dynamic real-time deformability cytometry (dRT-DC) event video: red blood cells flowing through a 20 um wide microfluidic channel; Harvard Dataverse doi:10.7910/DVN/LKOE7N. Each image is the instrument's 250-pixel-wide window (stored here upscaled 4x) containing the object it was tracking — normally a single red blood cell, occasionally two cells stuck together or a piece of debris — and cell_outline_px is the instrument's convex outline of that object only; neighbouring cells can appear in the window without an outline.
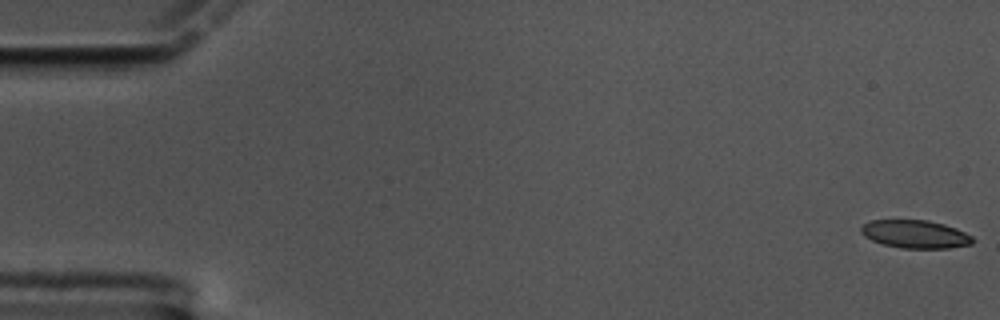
{"species": "common noctule bat (a hibernating species)", "species_latin": "Nyctalus noctula", "temperature_condition": "cold", "stored_images_in_passage": 57, "camera_frame_rate_fps": 3000, "um_per_image_px": 0.085, "animal": {"sex": "male", "body_mass_g": 17.5, "forearm_length_mm": 52.3}, "frame": {"image": 1, "passage_image": 1, "time_ms": 0.0, "image_size_px": [1000, 320], "cell_outline_px": [[976, 240], [972, 244], [948, 248], [900, 248], [884, 244], [872, 240], [864, 236], [860, 232], [860, 228], [868, 220], [928, 220], [944, 224], [956, 228], [972, 236]], "centroid_in_image_um": [77.8, 19.9], "position_along_channel_um": 7.2, "area_um2": 18.32}}
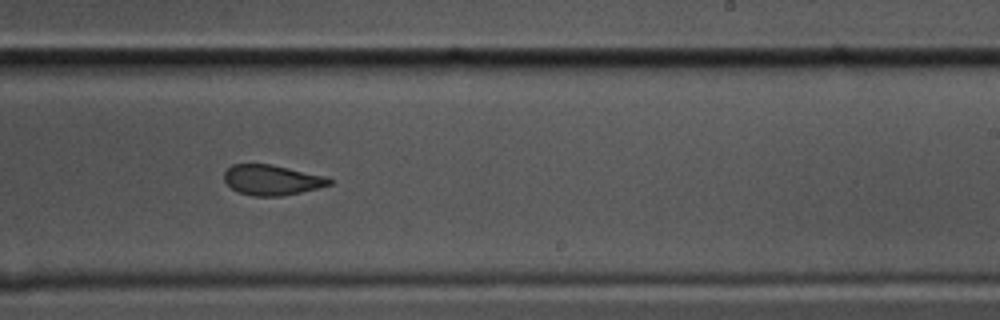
{"frame": {"image": 2, "passage_image": 37, "time_ms": 12.0, "image_size_px": [1000, 320], "cell_outline_px": [[332, 184], [300, 192], [280, 196], [252, 196], [240, 192], [232, 188], [224, 180], [224, 172], [232, 164], [272, 164], [324, 176], [332, 180]], "centroid_in_image_um": [23.09, 15.29], "position_along_channel_um": 265.9, "area_um2": 18.32}}
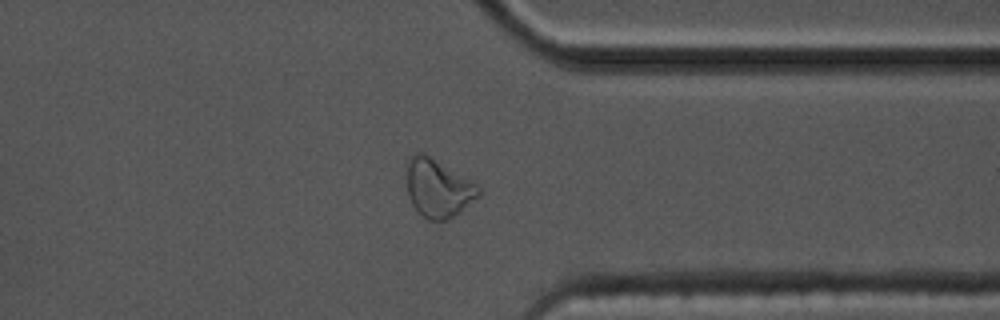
{"frame": {"image": 3, "passage_image": 47, "time_ms": 15.333, "image_size_px": [1000, 320], "cell_outline_px": [[480, 196], [456, 216], [448, 220], [428, 220], [412, 204], [408, 196], [408, 160], [416, 152], [424, 152], [476, 184], [480, 188]], "centroid_in_image_um": [37.26, 16.01], "position_along_channel_um": 374.1, "area_um2": 24.1}}